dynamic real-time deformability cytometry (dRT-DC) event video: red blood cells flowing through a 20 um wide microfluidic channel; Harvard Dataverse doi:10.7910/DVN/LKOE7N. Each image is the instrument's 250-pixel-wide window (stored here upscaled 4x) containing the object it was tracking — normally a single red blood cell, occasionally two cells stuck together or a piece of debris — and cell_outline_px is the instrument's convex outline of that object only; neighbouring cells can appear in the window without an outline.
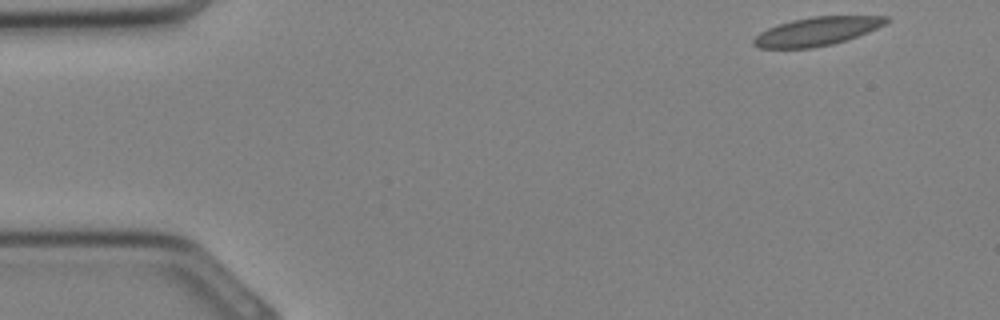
{"species": "Egyptian fruit bat (a non-hibernating species)", "species_latin": "Rousettus aegyptiacus", "temperature_condition": "cold", "stored_images_in_passage": 31, "camera_frame_rate_fps": 3000, "um_per_image_px": 0.085, "animal": {"sex": "female"}, "frame": {"image": 1, "passage_image": 1, "time_ms": 0.0, "image_size_px": [1000, 320], "cell_outline_px": [[892, 20], [868, 32], [832, 44], [812, 48], [760, 48], [752, 44], [752, 40], [760, 32], [768, 28], [792, 20], [812, 16], [888, 16]], "centroid_in_image_um": [69.43, 2.66], "position_along_channel_um": 15.6, "area_um2": 21.85}}
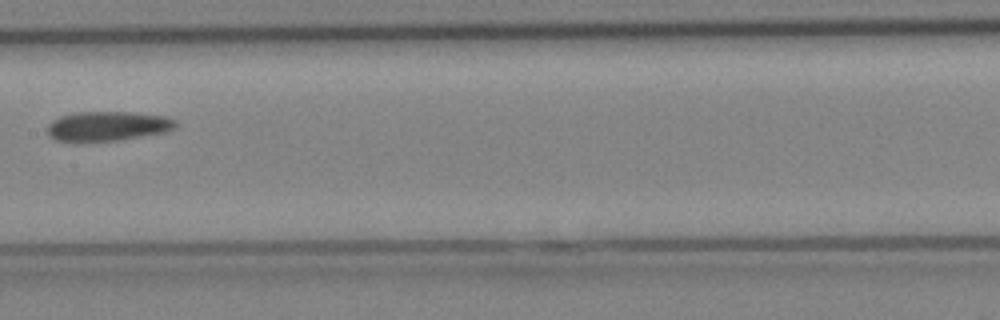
{"frame": {"image": 2, "passage_image": 15, "time_ms": 4.667, "image_size_px": [1000, 320], "cell_outline_px": [[176, 124], [172, 128], [164, 132], [120, 140], [56, 140], [48, 136], [48, 124], [52, 120], [60, 116], [76, 112], [132, 112], [164, 116], [176, 120]], "centroid_in_image_um": [9.13, 10.7], "position_along_channel_um": 198.3, "area_um2": 21.68}}
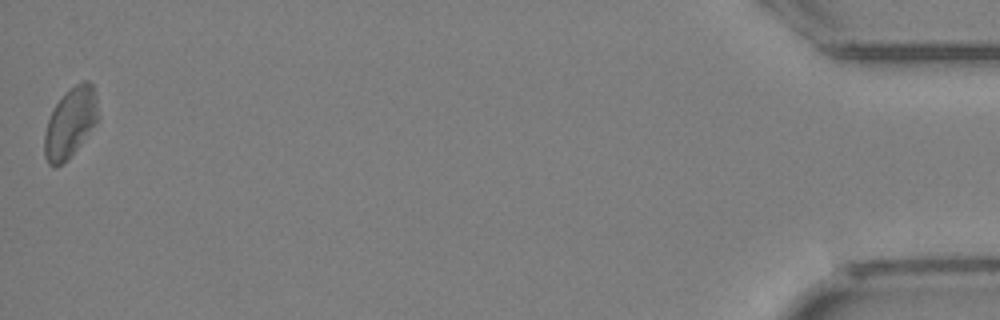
{"frame": {"image": 3, "passage_image": 31, "time_ms": 10.0, "image_size_px": [1000, 320], "cell_outline_px": [[100, 116], [96, 124], [68, 160], [56, 168], [48, 164], [44, 156], [44, 132], [48, 120], [56, 104], [76, 84], [84, 80], [88, 80], [92, 84], [96, 96]], "centroid_in_image_um": [5.99, 10.48], "position_along_channel_um": 429.2, "area_um2": 21.85}}